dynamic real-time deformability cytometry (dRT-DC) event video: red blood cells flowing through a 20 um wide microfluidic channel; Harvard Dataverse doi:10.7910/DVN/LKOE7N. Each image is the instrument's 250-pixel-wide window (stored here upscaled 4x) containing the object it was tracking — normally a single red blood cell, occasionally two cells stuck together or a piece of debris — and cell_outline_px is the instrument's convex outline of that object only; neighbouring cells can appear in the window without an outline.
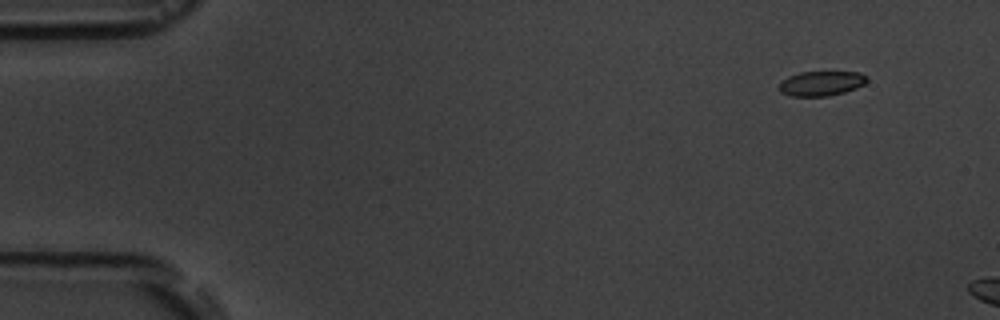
{"species": "common noctule bat (a hibernating species)", "species_latin": "Nyctalus noctula", "temperature_condition": "room temperature", "stored_images_in_passage": 3, "camera_frame_rate_fps": 3000, "um_per_image_px": 0.085, "animal": {"sex": "male", "body_mass_g": 19.5, "forearm_length_mm": 54.6}, "frame": {"image": 1, "passage_image": 1, "time_ms": 0.0, "image_size_px": [1000, 320], "cell_outline_px": [[868, 80], [864, 84], [856, 88], [844, 92], [828, 96], [792, 96], [780, 92], [780, 80], [788, 76], [800, 72], [860, 72], [868, 76]], "centroid_in_image_um": [69.82, 7.08], "position_along_channel_um": 15.2, "area_um2": 12.72}}